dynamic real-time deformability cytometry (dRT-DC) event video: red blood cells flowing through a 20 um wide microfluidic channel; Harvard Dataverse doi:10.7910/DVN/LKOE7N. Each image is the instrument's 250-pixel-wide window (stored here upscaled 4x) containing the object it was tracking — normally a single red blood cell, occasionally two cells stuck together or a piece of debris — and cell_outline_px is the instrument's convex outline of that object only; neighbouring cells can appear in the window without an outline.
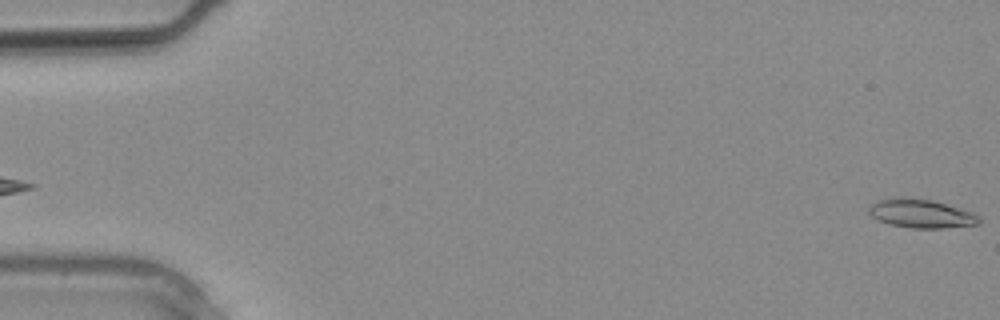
{"species": "common noctule bat (a hibernating species)", "species_latin": "Nyctalus noctula", "temperature_condition": "warm", "stored_images_in_passage": 2, "camera_frame_rate_fps": 3000, "um_per_image_px": 0.085, "animal": {"sex": "male", "body_mass_g": 20.4}, "frame": {"image": 1, "passage_image": 2, "time_ms": 0.333, "image_size_px": [1000, 320], "cell_outline_px": [[980, 224], [944, 228], [912, 228], [888, 224], [872, 216], [868, 212], [868, 208], [876, 200], [900, 196], [932, 200], [972, 212], [980, 216]], "centroid_in_image_um": [78.28, 18.15], "position_along_channel_um": 6.7, "area_um2": 18.5}}